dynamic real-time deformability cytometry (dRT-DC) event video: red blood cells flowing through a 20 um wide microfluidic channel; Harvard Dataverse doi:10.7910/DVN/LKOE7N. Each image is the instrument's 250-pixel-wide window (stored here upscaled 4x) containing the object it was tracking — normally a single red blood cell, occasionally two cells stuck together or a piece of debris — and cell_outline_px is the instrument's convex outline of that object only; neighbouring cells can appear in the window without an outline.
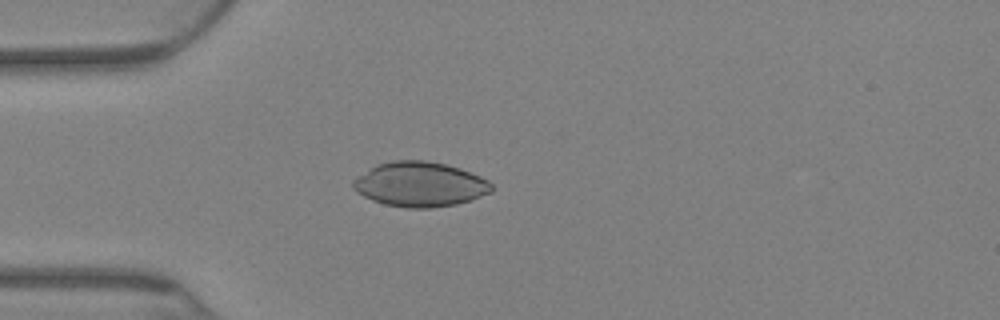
{"species": "Egyptian fruit bat (a non-hibernating species)", "species_latin": "Rousettus aegyptiacus", "temperature_condition": "warm", "stored_images_in_passage": 68, "camera_frame_rate_fps": 3000, "um_per_image_px": 0.085, "animal": {"sex": "female"}, "frame": {"image": 1, "passage_image": 20, "time_ms": 6.333, "image_size_px": [1000, 320], "cell_outline_px": [[492, 192], [472, 200], [456, 204], [432, 208], [408, 208], [384, 204], [372, 200], [356, 192], [352, 188], [352, 180], [376, 164], [392, 160], [424, 160], [444, 164], [460, 168], [480, 176], [488, 180], [492, 184]], "centroid_in_image_um": [35.69, 15.67], "position_along_channel_um": 49.3, "area_um2": 36.3}}
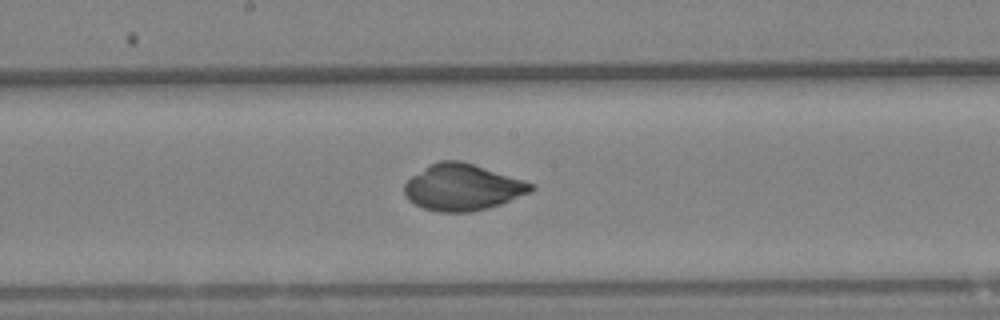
{"frame": {"image": 2, "passage_image": 39, "time_ms": 12.667, "image_size_px": [1000, 320], "cell_outline_px": [[536, 188], [532, 192], [500, 204], [488, 208], [472, 212], [436, 212], [424, 208], [408, 200], [404, 196], [404, 184], [412, 176], [424, 168], [440, 160], [460, 160], [524, 180], [536, 184]], "centroid_in_image_um": [39.33, 15.93], "position_along_channel_um": 208.9, "area_um2": 34.28}}
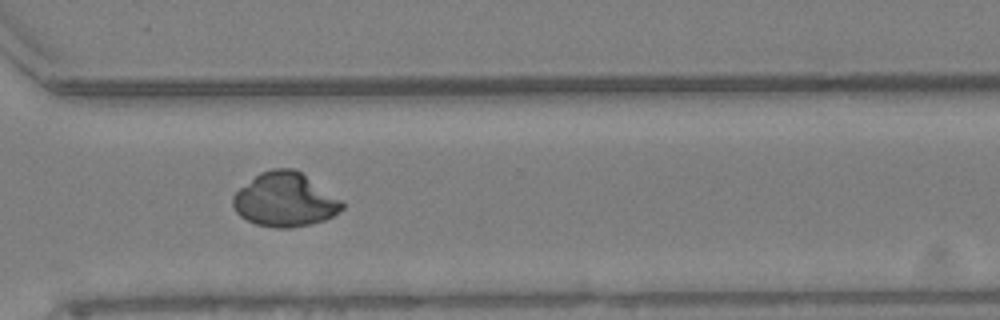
{"frame": {"image": 3, "passage_image": 54, "time_ms": 17.667, "image_size_px": [1000, 320], "cell_outline_px": [[344, 208], [332, 216], [324, 220], [308, 224], [288, 228], [276, 228], [256, 224], [240, 216], [236, 212], [232, 204], [232, 196], [240, 188], [260, 172], [272, 168], [292, 168], [300, 172], [340, 200], [344, 204]], "centroid_in_image_um": [24.17, 16.98], "position_along_channel_um": 346.4, "area_um2": 33.81}}